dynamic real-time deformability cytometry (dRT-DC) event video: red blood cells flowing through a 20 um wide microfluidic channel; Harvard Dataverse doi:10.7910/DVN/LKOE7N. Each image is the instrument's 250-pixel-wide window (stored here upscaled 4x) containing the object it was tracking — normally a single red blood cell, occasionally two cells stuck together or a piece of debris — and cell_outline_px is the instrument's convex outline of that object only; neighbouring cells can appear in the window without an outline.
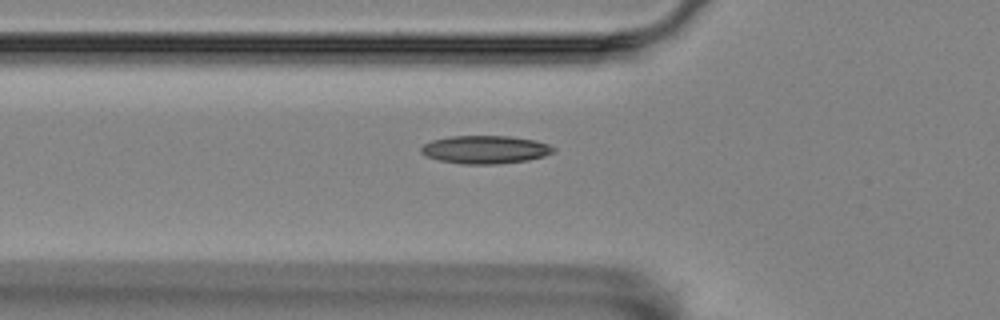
{"species": "Egyptian fruit bat (a non-hibernating species)", "species_latin": "Rousettus aegyptiacus", "temperature_condition": "room temperature", "stored_images_in_passage": 35, "camera_frame_rate_fps": 3000, "um_per_image_px": 0.085, "animal": {"sex": "female"}, "frame": {"image": 1, "passage_image": 2, "time_ms": 0.333, "image_size_px": [1000, 320], "cell_outline_px": [[556, 148], [552, 152], [544, 156], [528, 160], [492, 164], [464, 164], [440, 160], [428, 156], [420, 152], [420, 148], [424, 144], [432, 140], [452, 136], [508, 136], [536, 140], [548, 144]], "centroid_in_image_um": [41.25, 12.7], "position_along_channel_um": 84.5, "area_um2": 21.44}}
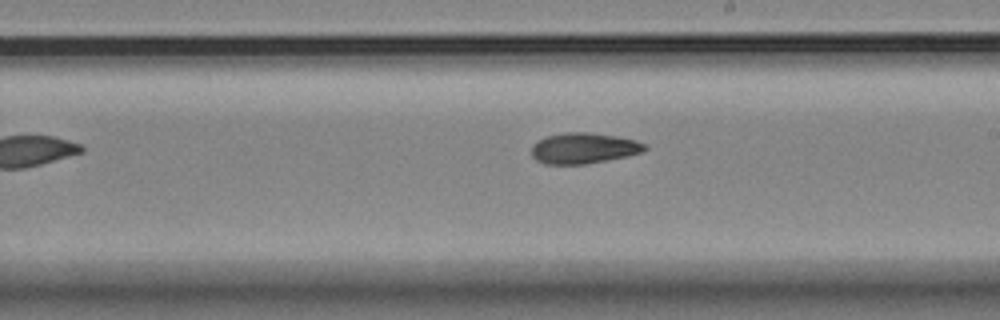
{"frame": {"image": 2, "passage_image": 15, "time_ms": 4.667, "image_size_px": [1000, 320], "cell_outline_px": [[648, 148], [644, 152], [628, 156], [584, 164], [544, 164], [536, 160], [532, 156], [532, 144], [544, 136], [564, 132], [588, 132], [616, 136], [636, 140], [644, 144]], "centroid_in_image_um": [49.6, 12.59], "position_along_channel_um": 239.4, "area_um2": 20.46}}
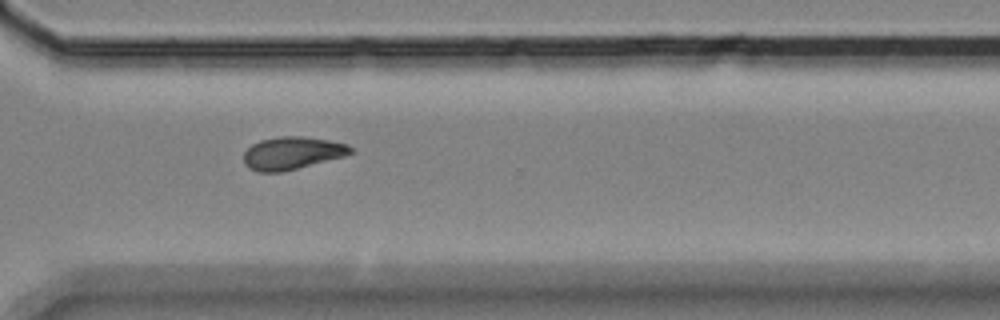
{"frame": {"image": 3, "passage_image": 24, "time_ms": 7.667, "image_size_px": [1000, 320], "cell_outline_px": [[356, 152], [344, 156], [280, 172], [256, 172], [248, 168], [244, 164], [244, 152], [252, 144], [260, 140], [280, 136], [304, 136], [328, 140], [348, 144]], "centroid_in_image_um": [24.82, 13.01], "position_along_channel_um": 345.8, "area_um2": 20.35}}